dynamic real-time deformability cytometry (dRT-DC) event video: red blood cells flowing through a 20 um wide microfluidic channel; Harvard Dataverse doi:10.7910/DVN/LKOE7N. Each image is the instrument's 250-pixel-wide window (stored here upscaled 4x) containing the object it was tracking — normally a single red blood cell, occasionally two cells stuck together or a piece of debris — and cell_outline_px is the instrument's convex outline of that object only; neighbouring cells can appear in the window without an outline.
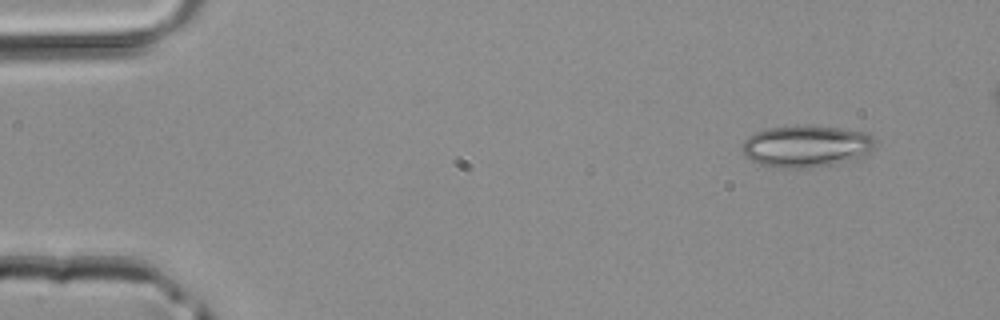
{"species": "common noctule bat (a hibernating species)", "species_latin": "Nyctalus noctula", "temperature_condition": "room temperature", "stored_images_in_passage": 4, "camera_frame_rate_fps": 3000, "um_per_image_px": 0.085, "animal": {"sex": "male", "body_mass_g": 20.4}, "frame": {"image": 1, "passage_image": 1, "time_ms": 0.0, "image_size_px": [1000, 320], "cell_outline_px": [[880, 144], [872, 152], [856, 160], [812, 168], [780, 168], [760, 164], [744, 156], [740, 148], [744, 140], [748, 136], [756, 132], [768, 128], [808, 124], [812, 124], [868, 132]], "centroid_in_image_um": [68.61, 12.42], "position_along_channel_um": 16.4, "area_um2": 33.52}}